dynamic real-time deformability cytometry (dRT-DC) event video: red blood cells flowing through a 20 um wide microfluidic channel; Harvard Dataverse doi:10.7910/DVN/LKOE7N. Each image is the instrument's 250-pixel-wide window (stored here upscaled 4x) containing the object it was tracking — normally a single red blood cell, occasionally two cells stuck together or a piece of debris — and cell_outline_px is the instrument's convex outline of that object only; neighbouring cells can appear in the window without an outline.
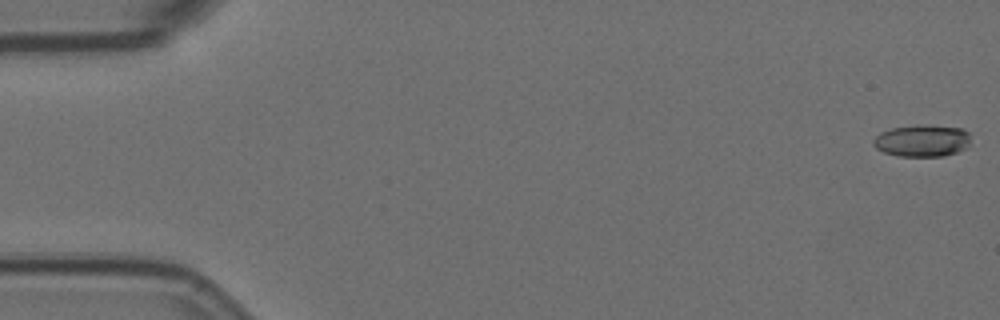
{"species": "Egyptian fruit bat (a non-hibernating species)", "species_latin": "Rousettus aegyptiacus", "temperature_condition": "room temperature", "stored_images_in_passage": 7, "camera_frame_rate_fps": 3000, "um_per_image_px": 0.085, "animal": {"sex": "female"}, "frame": {"image": 1, "passage_image": 1, "time_ms": 0.0, "image_size_px": [1000, 320], "cell_outline_px": [[968, 144], [964, 148], [956, 152], [944, 156], [896, 156], [884, 152], [876, 148], [872, 144], [872, 140], [880, 132], [892, 128], [920, 124], [964, 128], [968, 132]], "centroid_in_image_um": [78.34, 11.95], "position_along_channel_um": 6.7, "area_um2": 18.15}}
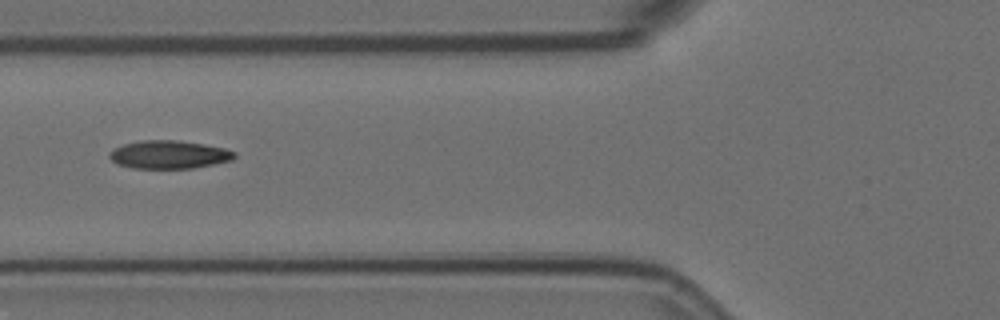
{"frame": {"image": 2, "passage_image": 7, "time_ms": 2.0, "image_size_px": [1000, 320], "cell_outline_px": [[236, 156], [232, 160], [192, 168], [132, 168], [116, 164], [108, 156], [116, 148], [124, 144], [140, 140], [176, 140], [204, 144], [224, 148], [236, 152]], "centroid_in_image_um": [14.37, 13.14], "position_along_channel_um": 111.4, "area_um2": 20.35}}